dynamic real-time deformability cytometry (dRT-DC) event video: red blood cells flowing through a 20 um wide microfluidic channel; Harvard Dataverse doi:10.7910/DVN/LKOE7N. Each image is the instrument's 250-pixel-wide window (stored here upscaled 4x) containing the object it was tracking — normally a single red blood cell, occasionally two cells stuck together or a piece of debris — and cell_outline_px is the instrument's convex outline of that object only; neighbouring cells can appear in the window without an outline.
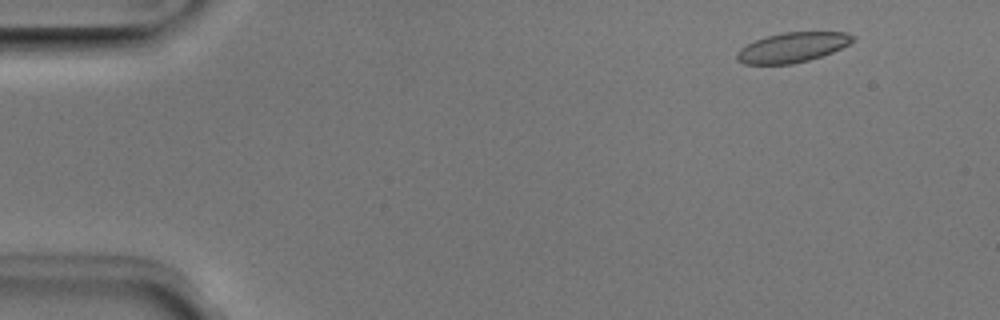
{"species": "Egyptian fruit bat (a non-hibernating species)", "species_latin": "Rousettus aegyptiacus", "temperature_condition": "room temperature", "stored_images_in_passage": 50, "camera_frame_rate_fps": 3000, "um_per_image_px": 0.085, "animal": {"sex": "male"}, "frame": {"image": 1, "passage_image": 5, "time_ms": 1.333, "image_size_px": [1000, 320], "cell_outline_px": [[856, 40], [832, 52], [808, 60], [792, 64], [744, 64], [736, 60], [736, 52], [740, 48], [764, 36], [784, 32], [844, 32], [856, 36]], "centroid_in_image_um": [67.34, 4.02], "position_along_channel_um": 17.7, "area_um2": 20.17}}
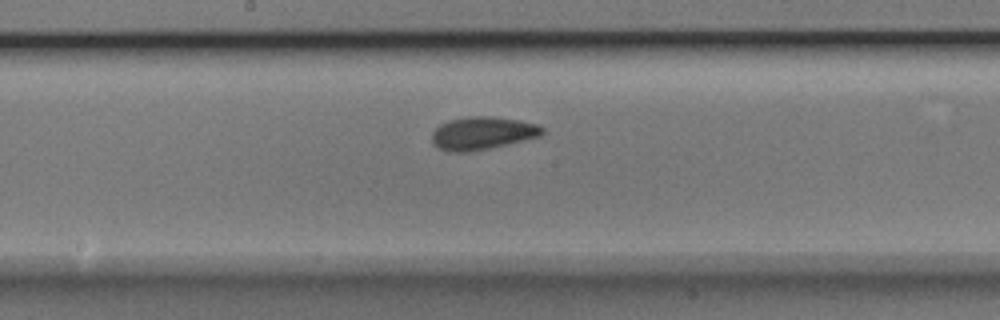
{"frame": {"image": 2, "passage_image": 27, "time_ms": 8.667, "image_size_px": [1000, 320], "cell_outline_px": [[544, 132], [540, 136], [488, 148], [464, 152], [448, 152], [432, 144], [432, 132], [440, 124], [448, 120], [468, 116], [492, 116], [516, 120], [536, 124], [544, 128]], "centroid_in_image_um": [40.96, 11.31], "position_along_channel_um": 207.2, "area_um2": 20.92}}
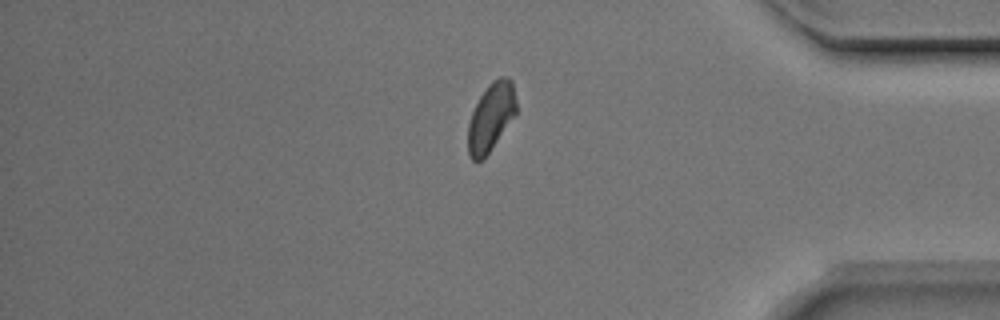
{"frame": {"image": 3, "passage_image": 43, "time_ms": 14.0, "image_size_px": [1000, 320], "cell_outline_px": [[516, 112], [488, 152], [480, 160], [472, 160], [468, 156], [468, 124], [472, 112], [480, 96], [488, 84], [492, 80], [500, 76], [504, 76], [512, 80], [516, 100]], "centroid_in_image_um": [41.71, 9.9], "position_along_channel_um": 393.5, "area_um2": 18.73}, "authors_computed_cell_mechanics": {"area_um2": 20.1722, "velocity_mm_per_s": 3.9628, "shape_relaxation_time_tau1_ms": 3.2106, "shape_relaxation_time_tau2_ms": 1.4663, "deformation_change_tau1": 0.0758, "deformation_change_tau2": 0.0607}}